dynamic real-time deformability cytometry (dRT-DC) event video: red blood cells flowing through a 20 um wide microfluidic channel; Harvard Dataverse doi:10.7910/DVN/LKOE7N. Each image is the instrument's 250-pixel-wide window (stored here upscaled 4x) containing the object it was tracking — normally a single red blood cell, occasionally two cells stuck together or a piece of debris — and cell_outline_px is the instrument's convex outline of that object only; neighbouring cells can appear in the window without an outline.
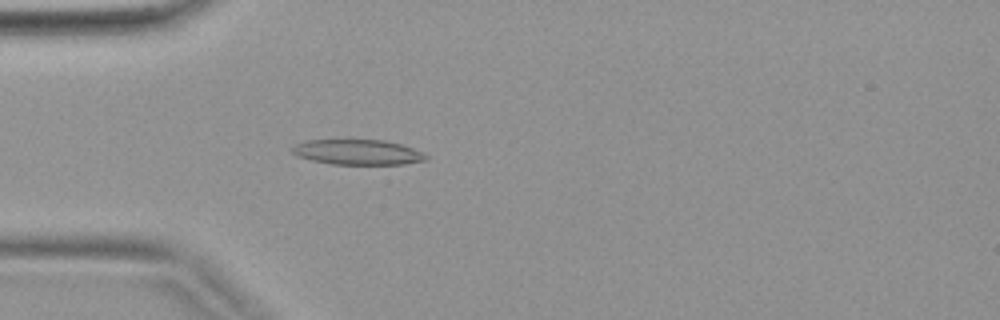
{"species": "common noctule bat (a hibernating species)", "species_latin": "Nyctalus noctula", "temperature_condition": "warm", "stored_images_in_passage": 36, "camera_frame_rate_fps": 3000, "um_per_image_px": 0.085, "animal": {"sex": "female", "body_mass_g": 19.9}, "frame": {"image": 1, "passage_image": 7, "time_ms": 2.0, "image_size_px": [1000, 320], "cell_outline_px": [[428, 160], [404, 164], [332, 164], [312, 160], [296, 156], [288, 148], [304, 140], [384, 140], [400, 144], [424, 152], [428, 156]], "centroid_in_image_um": [30.39, 12.93], "position_along_channel_um": 54.6, "area_um2": 19.77}}
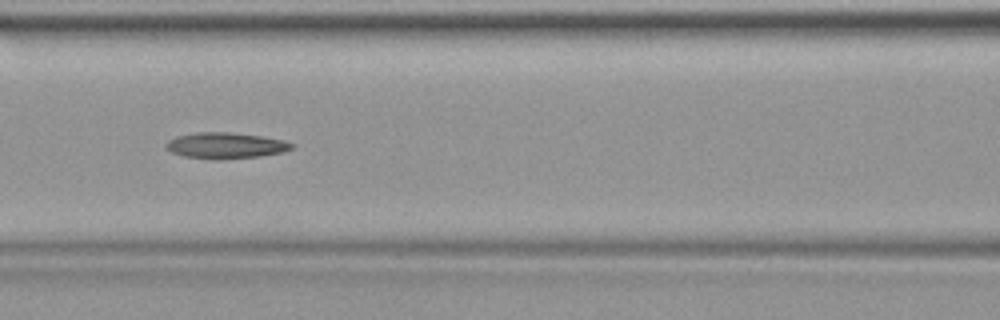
{"frame": {"image": 2, "passage_image": 13, "time_ms": 4.0, "image_size_px": [1000, 320], "cell_outline_px": [[296, 144], [292, 148], [284, 152], [260, 156], [216, 160], [212, 160], [184, 156], [172, 152], [164, 148], [164, 144], [168, 140], [176, 136], [196, 132], [228, 132], [264, 136], [284, 140]], "centroid_in_image_um": [19.17, 12.37], "position_along_channel_um": 147.4, "area_um2": 19.36}}
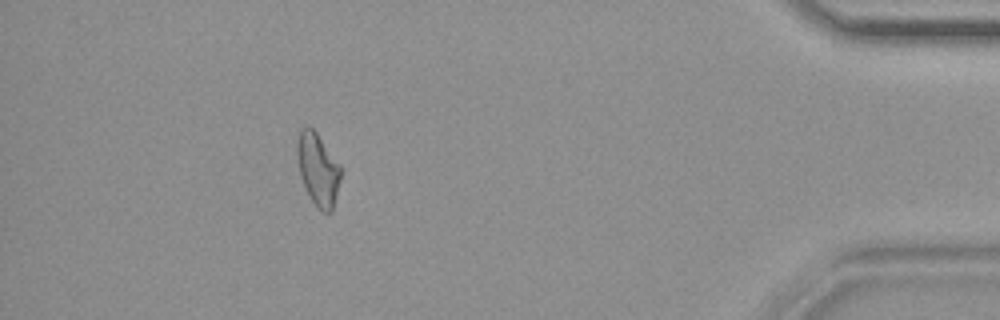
{"frame": {"image": 3, "passage_image": 32, "time_ms": 10.333, "image_size_px": [1000, 320], "cell_outline_px": [[340, 180], [332, 212], [320, 212], [316, 208], [300, 176], [296, 156], [296, 144], [300, 128], [308, 124], [316, 132], [340, 164]], "centroid_in_image_um": [27.0, 14.37], "position_along_channel_um": 408.2, "area_um2": 18.5}}